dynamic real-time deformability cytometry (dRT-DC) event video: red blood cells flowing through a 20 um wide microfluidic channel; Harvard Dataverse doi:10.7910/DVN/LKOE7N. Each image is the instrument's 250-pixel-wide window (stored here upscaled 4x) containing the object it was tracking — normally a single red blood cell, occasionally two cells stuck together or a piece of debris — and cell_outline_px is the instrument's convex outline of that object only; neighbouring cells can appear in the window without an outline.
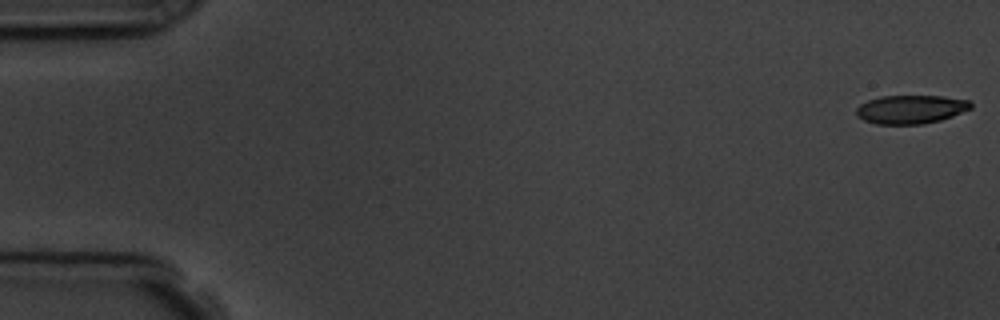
{"species": "common noctule bat (a hibernating species)", "species_latin": "Nyctalus noctula", "temperature_condition": "room temperature", "stored_images_in_passage": 6, "camera_frame_rate_fps": 3000, "um_per_image_px": 0.085, "animal": {"sex": "male", "body_mass_g": 19.5, "forearm_length_mm": 54.6}, "frame": {"image": 1, "passage_image": 1, "time_ms": 0.0, "image_size_px": [1000, 320], "cell_outline_px": [[972, 108], [952, 116], [940, 120], [924, 124], [876, 124], [864, 120], [856, 116], [856, 108], [860, 104], [868, 100], [880, 96], [944, 96], [968, 100], [972, 104]], "centroid_in_image_um": [77.4, 9.29], "position_along_channel_um": 7.6, "area_um2": 19.13}}
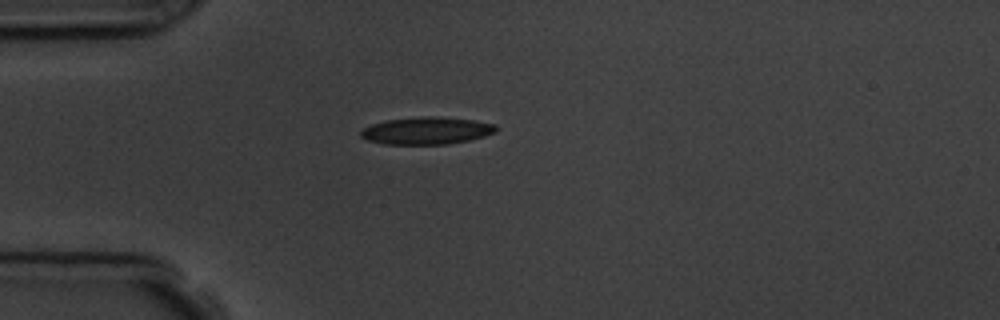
{"frame": {"image": 2, "passage_image": 5, "time_ms": 4.667, "image_size_px": [1000, 320], "cell_outline_px": [[496, 132], [484, 136], [468, 140], [448, 144], [384, 144], [368, 140], [360, 136], [360, 132], [364, 128], [372, 124], [388, 120], [424, 116], [432, 116], [472, 120], [496, 124]], "centroid_in_image_um": [36.26, 11.11], "position_along_channel_um": 48.7, "area_um2": 21.27}}